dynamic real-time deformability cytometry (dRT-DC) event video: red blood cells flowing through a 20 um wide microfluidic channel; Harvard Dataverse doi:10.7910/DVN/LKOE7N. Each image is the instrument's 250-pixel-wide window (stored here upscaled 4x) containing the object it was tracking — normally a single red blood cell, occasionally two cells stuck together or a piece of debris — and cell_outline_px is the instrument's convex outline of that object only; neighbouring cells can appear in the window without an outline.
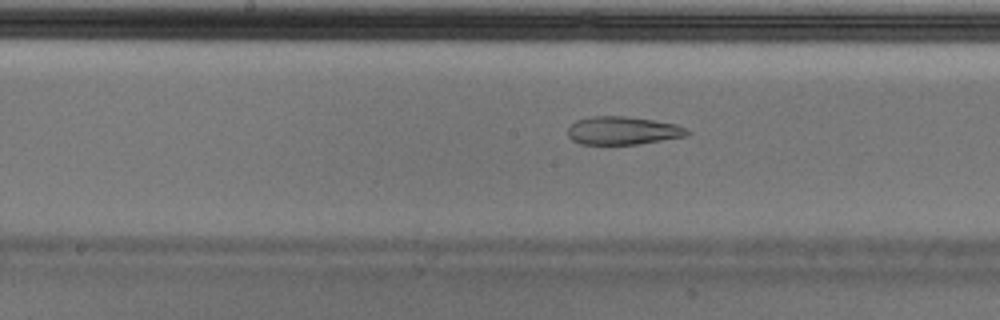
{"species": "Egyptian fruit bat (a non-hibernating species)", "species_latin": "Rousettus aegyptiacus", "temperature_condition": "cold", "stored_images_in_passage": 49, "camera_frame_rate_fps": 3000, "um_per_image_px": 0.085, "animal": {"sex": "male"}, "frame": {"image": 1, "passage_image": 22, "time_ms": 7.0, "image_size_px": [1000, 320], "cell_outline_px": [[692, 132], [688, 136], [636, 144], [580, 144], [572, 140], [568, 136], [568, 128], [576, 120], [592, 116], [624, 116], [652, 120], [676, 124]], "centroid_in_image_um": [52.93, 11.1], "position_along_channel_um": 195.3, "area_um2": 19.48}, "authors_computed_cell_mechanics": {"area_um2": 23.409, "velocity_mm_per_s": 3.6866, "shape_relaxation_time_tau1_ms": null, "shape_relaxation_time_tau2_ms": 2.2803, "deformation_change_tau1": null, "deformation_change_tau2": 0.106}}